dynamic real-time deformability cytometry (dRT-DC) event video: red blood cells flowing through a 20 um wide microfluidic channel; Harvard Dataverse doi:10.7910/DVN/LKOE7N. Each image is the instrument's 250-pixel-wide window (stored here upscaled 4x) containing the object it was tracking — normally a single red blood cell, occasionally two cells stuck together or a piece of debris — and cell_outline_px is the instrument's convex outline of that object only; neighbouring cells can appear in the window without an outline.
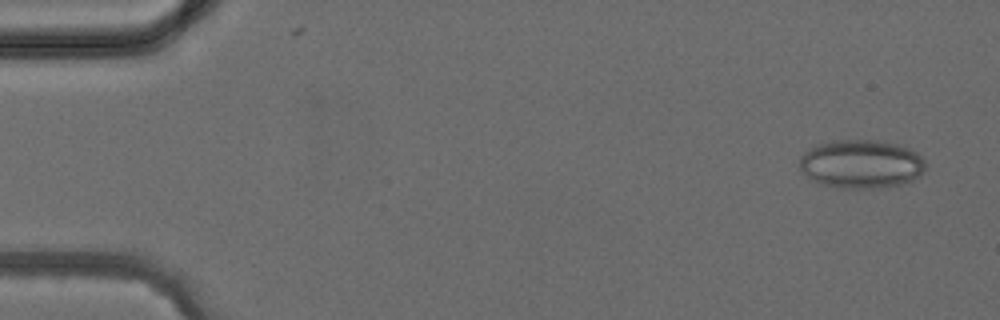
{"species": "common noctule bat (a hibernating species)", "species_latin": "Nyctalus noctula", "temperature_condition": "cold", "stored_images_in_passage": 5, "camera_frame_rate_fps": 3000, "um_per_image_px": 0.085, "animal": {"sex": "female", "body_mass_g": 24.6, "forearm_length_mm": 56.2}, "frame": {"image": 1, "passage_image": 1, "time_ms": 0.0, "image_size_px": [1000, 320], "cell_outline_px": [[924, 168], [920, 176], [912, 180], [900, 184], [880, 188], [844, 188], [820, 184], [812, 180], [800, 172], [800, 156], [808, 148], [816, 144], [832, 140], [880, 140], [896, 144], [908, 148], [916, 152], [924, 160]], "centroid_in_image_um": [73.16, 13.93], "position_along_channel_um": 11.8, "area_um2": 35.89}}
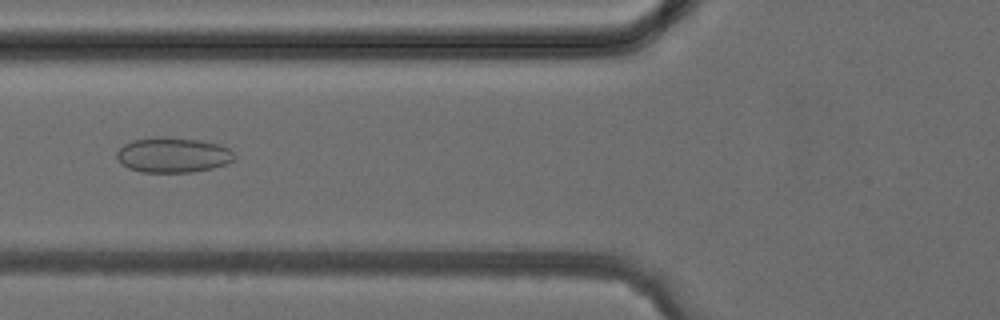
{"frame": {"image": 2, "passage_image": 5, "time_ms": 4.667, "image_size_px": [1000, 320], "cell_outline_px": [[236, 156], [232, 160], [224, 164], [212, 168], [192, 172], [140, 172], [128, 168], [116, 156], [116, 152], [124, 144], [132, 140], [156, 136], [164, 136], [204, 140], [220, 144], [228, 148]], "centroid_in_image_um": [14.7, 13.15], "position_along_channel_um": 111.1, "area_um2": 24.22}}